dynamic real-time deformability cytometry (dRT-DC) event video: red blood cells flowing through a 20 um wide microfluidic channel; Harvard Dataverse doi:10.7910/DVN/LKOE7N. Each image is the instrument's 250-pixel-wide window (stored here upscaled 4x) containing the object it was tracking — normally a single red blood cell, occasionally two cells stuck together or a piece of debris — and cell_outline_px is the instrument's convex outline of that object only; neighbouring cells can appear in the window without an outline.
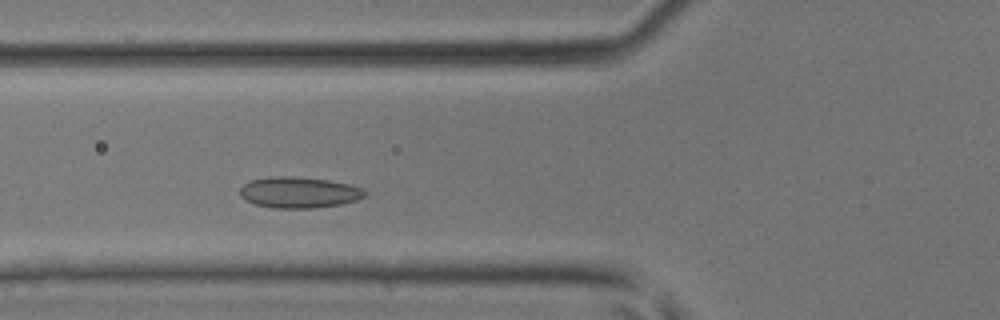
{"species": "common noctule bat (a hibernating species)", "species_latin": "Nyctalus noctula", "temperature_condition": "room temperature", "stored_images_in_passage": 38, "camera_frame_rate_fps": 3000, "um_per_image_px": 0.085, "animal": {"sex": "male", "body_mass_g": 17.9, "forearm_length_mm": 54.2}, "frame": {"image": 1, "passage_image": 10, "time_ms": 3.0, "image_size_px": [1000, 320], "cell_outline_px": [[368, 192], [364, 196], [356, 200], [340, 204], [312, 208], [272, 208], [256, 204], [240, 196], [240, 188], [244, 184], [252, 180], [272, 176], [292, 176], [328, 180], [348, 184], [364, 188]], "centroid_in_image_um": [25.43, 16.35], "position_along_channel_um": 100.4, "area_um2": 22.48}}
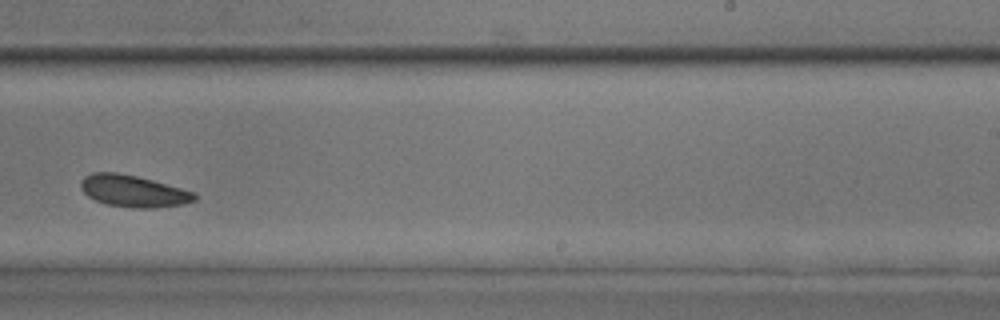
{"frame": {"image": 2, "passage_image": 22, "time_ms": 7.0, "image_size_px": [1000, 320], "cell_outline_px": [[196, 200], [184, 204], [148, 208], [136, 208], [108, 204], [96, 200], [88, 196], [80, 188], [80, 180], [84, 176], [92, 172], [116, 172], [136, 176], [152, 180], [196, 192]], "centroid_in_image_um": [11.32, 16.23], "position_along_channel_um": 277.7, "area_um2": 20.98}}
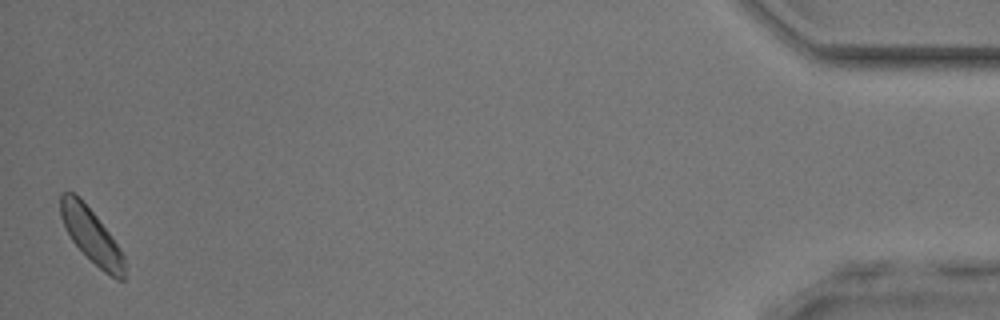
{"frame": {"image": 3, "passage_image": 38, "time_ms": 12.333, "image_size_px": [1000, 320], "cell_outline_px": [[124, 280], [116, 280], [104, 272], [72, 240], [60, 216], [60, 192], [72, 192], [96, 216], [120, 248], [124, 256]], "centroid_in_image_um": [7.78, 20.05], "position_along_channel_um": 427.4, "area_um2": 19.54}}